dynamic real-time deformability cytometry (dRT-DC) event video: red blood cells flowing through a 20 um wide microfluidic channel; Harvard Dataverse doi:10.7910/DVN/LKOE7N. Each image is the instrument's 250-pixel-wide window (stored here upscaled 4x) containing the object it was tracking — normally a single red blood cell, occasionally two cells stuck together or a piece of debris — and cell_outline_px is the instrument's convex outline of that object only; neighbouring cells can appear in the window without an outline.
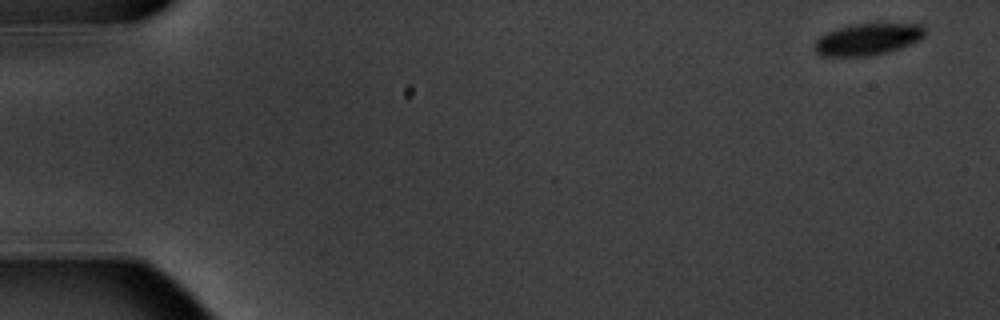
{"species": "common noctule bat (a hibernating species)", "species_latin": "Nyctalus noctula", "temperature_condition": "warm", "stored_images_in_passage": 7, "camera_frame_rate_fps": 3000, "um_per_image_px": 0.085, "animal": {"sex": "male", "body_mass_g": 20.1, "forearm_length_mm": 53.5}, "frame": {"image": 1, "passage_image": 1, "time_ms": 0.0, "image_size_px": [1000, 320], "cell_outline_px": [[924, 36], [920, 40], [900, 48], [888, 52], [868, 56], [820, 56], [812, 48], [812, 44], [820, 36], [828, 32], [852, 24], [924, 24]], "centroid_in_image_um": [73.73, 3.35], "position_along_channel_um": 11.3, "area_um2": 20.4}}
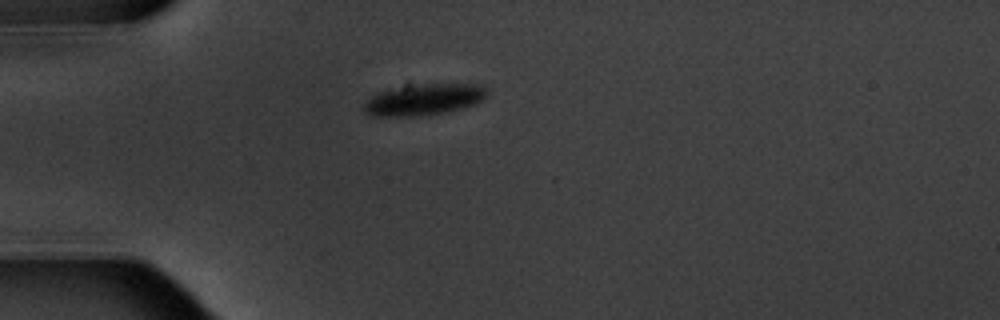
{"frame": {"image": 2, "passage_image": 5, "time_ms": 4.667, "image_size_px": [1000, 320], "cell_outline_px": [[488, 96], [476, 104], [464, 108], [448, 112], [428, 116], [368, 116], [364, 112], [364, 104], [376, 92], [404, 80], [408, 80], [480, 84], [488, 92]], "centroid_in_image_um": [36.0, 8.38], "position_along_channel_um": 49.0, "area_um2": 24.68}}